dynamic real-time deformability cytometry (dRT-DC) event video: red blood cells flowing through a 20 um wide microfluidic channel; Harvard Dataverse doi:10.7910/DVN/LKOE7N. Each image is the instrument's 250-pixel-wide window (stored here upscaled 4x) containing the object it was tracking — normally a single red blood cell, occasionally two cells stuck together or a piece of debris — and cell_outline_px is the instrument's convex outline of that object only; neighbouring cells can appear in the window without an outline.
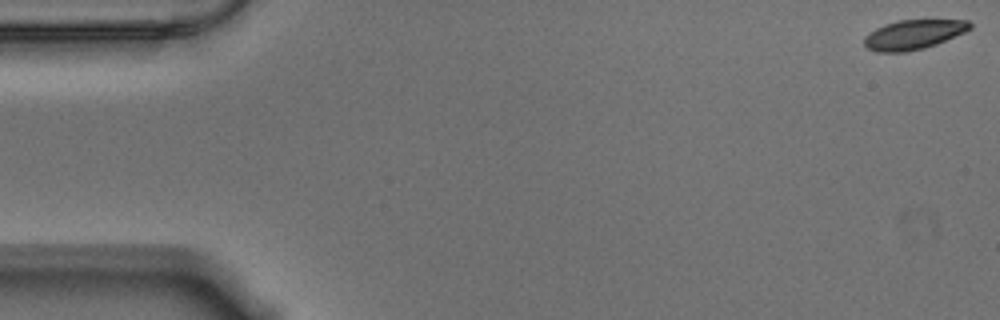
{"species": "Egyptian fruit bat (a non-hibernating species)", "species_latin": "Rousettus aegyptiacus", "temperature_condition": "warm", "stored_images_in_passage": 54, "camera_frame_rate_fps": 3000, "um_per_image_px": 0.085, "animal": {"sex": "male"}, "frame": {"image": 1, "passage_image": 1, "time_ms": 0.0, "image_size_px": [1000, 320], "cell_outline_px": [[972, 28], [964, 32], [936, 44], [924, 48], [904, 52], [876, 52], [868, 48], [864, 44], [864, 36], [876, 28], [884, 24], [900, 20], [968, 20], [972, 24]], "centroid_in_image_um": [77.63, 2.94], "position_along_channel_um": 7.4, "area_um2": 18.09}}
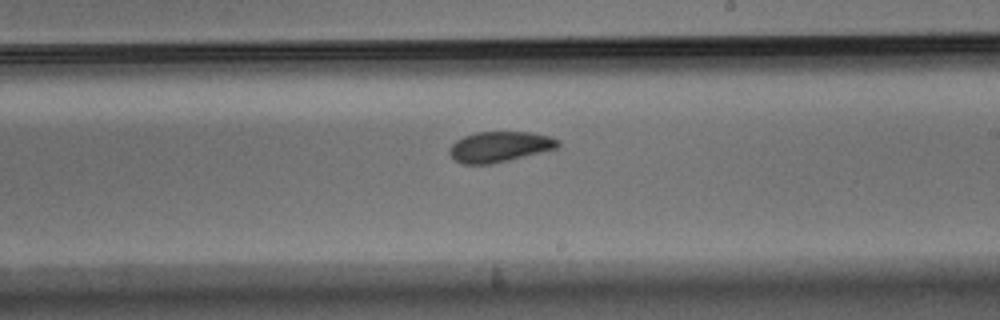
{"frame": {"image": 2, "passage_image": 33, "time_ms": 10.667, "image_size_px": [1000, 320], "cell_outline_px": [[560, 144], [556, 148], [492, 164], [460, 164], [448, 152], [448, 148], [456, 140], [464, 136], [476, 132], [532, 132], [552, 136], [560, 140]], "centroid_in_image_um": [42.46, 12.46], "position_along_channel_um": 246.5, "area_um2": 19.31}}
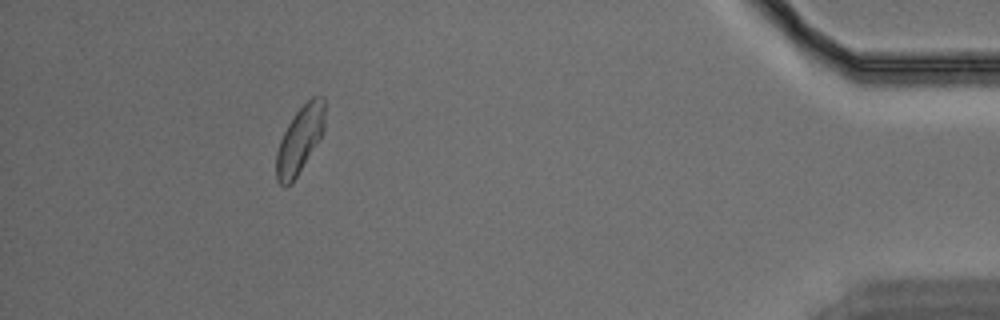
{"frame": {"image": 3, "passage_image": 52, "time_ms": 17.0, "image_size_px": [1000, 320], "cell_outline_px": [[324, 132], [292, 184], [284, 188], [276, 180], [276, 152], [280, 140], [288, 124], [296, 112], [312, 96], [324, 96]], "centroid_in_image_um": [25.47, 11.91], "position_along_channel_um": 409.7, "area_um2": 18.9}}